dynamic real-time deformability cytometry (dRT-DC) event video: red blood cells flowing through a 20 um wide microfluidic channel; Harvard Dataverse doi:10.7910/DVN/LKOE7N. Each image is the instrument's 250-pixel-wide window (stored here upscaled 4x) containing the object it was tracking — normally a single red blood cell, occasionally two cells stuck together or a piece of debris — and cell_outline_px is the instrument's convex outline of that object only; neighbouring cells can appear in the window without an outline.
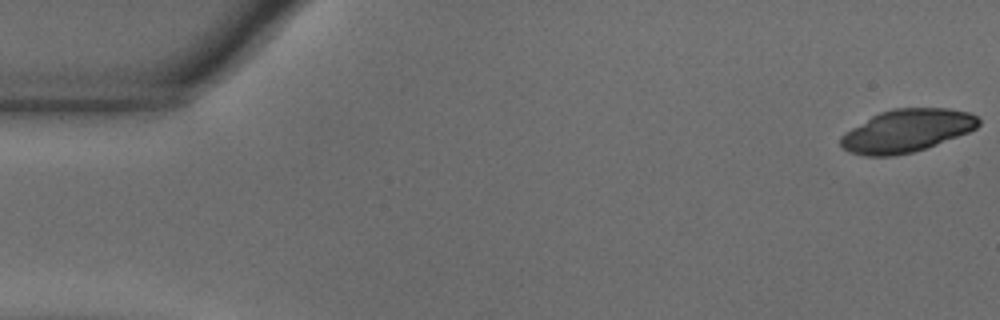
{"species": "common noctule bat (a hibernating species)", "species_latin": "Nyctalus noctula", "temperature_condition": "warm", "stored_images_in_passage": 23, "camera_frame_rate_fps": 3000, "um_per_image_px": 0.085, "animal": {"sex": "male", "body_mass_g": 18.8}, "frame": {"image": 1, "passage_image": 1, "time_ms": 0.0, "image_size_px": [1000, 320], "cell_outline_px": [[980, 124], [976, 128], [968, 132], [936, 144], [912, 152], [892, 156], [868, 156], [848, 152], [840, 144], [840, 136], [844, 132], [872, 116], [880, 112], [892, 108], [948, 108], [972, 112], [980, 120]], "centroid_in_image_um": [77.07, 11.1], "position_along_channel_um": 7.9, "area_um2": 34.28}}